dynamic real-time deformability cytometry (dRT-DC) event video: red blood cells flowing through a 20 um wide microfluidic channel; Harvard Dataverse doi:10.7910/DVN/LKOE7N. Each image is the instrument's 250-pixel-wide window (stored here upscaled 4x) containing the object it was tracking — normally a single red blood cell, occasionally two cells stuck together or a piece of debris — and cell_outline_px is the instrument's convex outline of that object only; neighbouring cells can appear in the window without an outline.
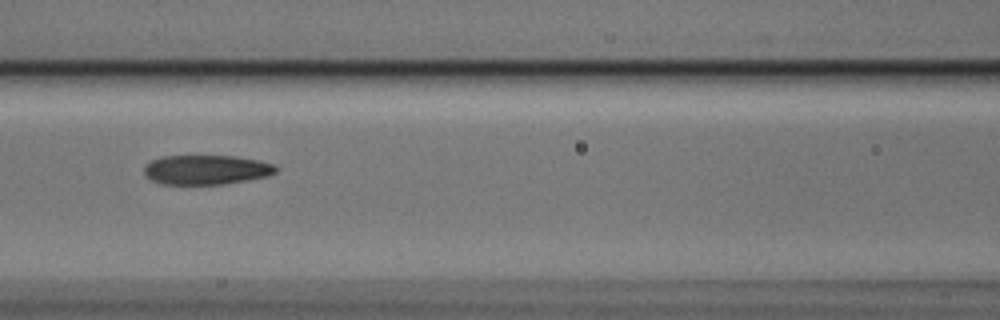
{"species": "Egyptian fruit bat (a non-hibernating species)", "species_latin": "Rousettus aegyptiacus", "temperature_condition": "cold", "stored_images_in_passage": 9, "camera_frame_rate_fps": 3000, "um_per_image_px": 0.085, "animal": {"sex": "male"}, "frame": {"image": 1, "passage_image": 7, "time_ms": 2.0, "image_size_px": [1000, 320], "cell_outline_px": [[276, 172], [268, 176], [248, 180], [224, 184], [160, 184], [144, 176], [144, 164], [160, 156], [236, 156], [260, 160], [272, 164], [276, 168]], "centroid_in_image_um": [17.49, 14.43], "position_along_channel_um": 149.1, "area_um2": 22.83}}
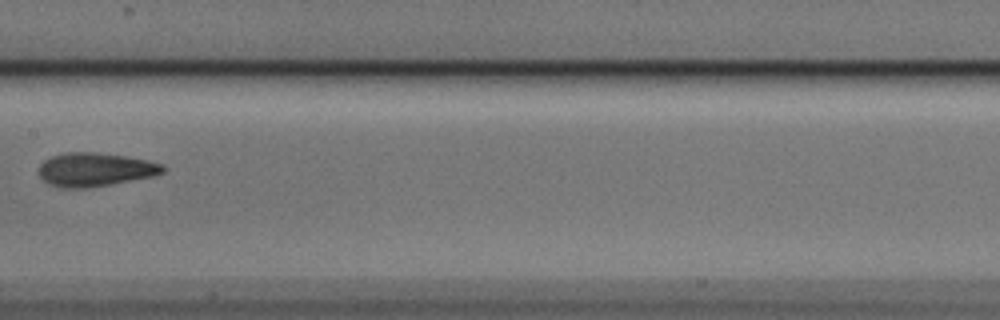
{"frame": {"image": 2, "passage_image": 8, "time_ms": 2.333, "image_size_px": [1000, 320], "cell_outline_px": [[164, 172], [156, 176], [88, 188], [60, 188], [48, 184], [36, 172], [40, 164], [44, 160], [52, 156], [64, 152], [96, 152], [124, 156], [148, 160], [164, 164]], "centroid_in_image_um": [8.06, 14.41], "position_along_channel_um": 199.3, "area_um2": 24.62}}
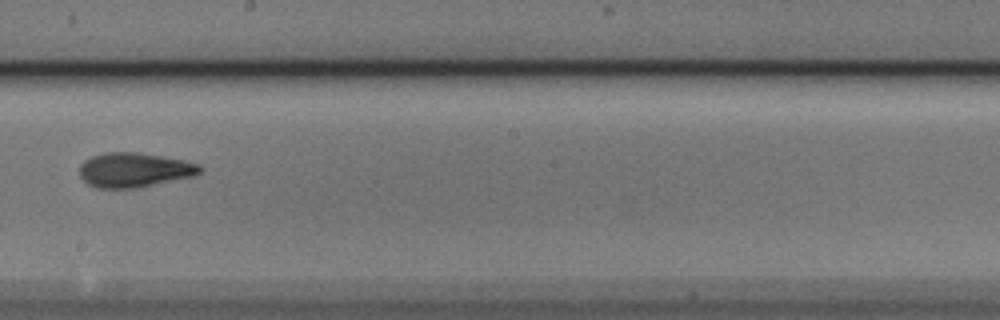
{"frame": {"image": 3, "passage_image": 9, "time_ms": 2.667, "image_size_px": [1000, 320], "cell_outline_px": [[204, 168], [196, 176], [132, 188], [96, 188], [88, 184], [80, 176], [80, 164], [84, 160], [92, 156], [108, 152], [136, 152], [184, 160], [200, 164]], "centroid_in_image_um": [11.42, 14.44], "position_along_channel_um": 236.8, "area_um2": 24.16}}